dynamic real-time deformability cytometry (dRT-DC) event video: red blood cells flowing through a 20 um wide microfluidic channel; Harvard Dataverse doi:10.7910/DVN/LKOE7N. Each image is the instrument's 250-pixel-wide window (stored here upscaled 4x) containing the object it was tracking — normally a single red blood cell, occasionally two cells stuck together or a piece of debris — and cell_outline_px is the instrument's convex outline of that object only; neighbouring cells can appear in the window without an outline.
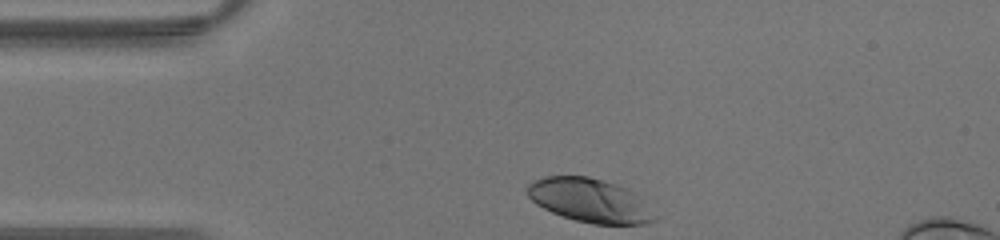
{"species": "human", "species_latin": "Homo sapiens", "temperature_condition": "warm", "stored_images_in_passage": 26, "camera_frame_rate_fps": 3000, "um_per_image_px": 0.085, "donor": {"sex": "male"}, "frame": {"image": 1, "passage_image": 1, "time_ms": 0.0, "image_size_px": [1000, 240], "cell_outline_px": [[660, 216], [656, 220], [644, 224], [592, 224], [576, 220], [552, 212], [536, 204], [528, 196], [528, 184], [532, 180], [544, 176], [588, 176], [604, 180], [628, 188]], "centroid_in_image_um": [50.16, 17.03], "position_along_channel_um": 34.8, "area_um2": 32.6}}
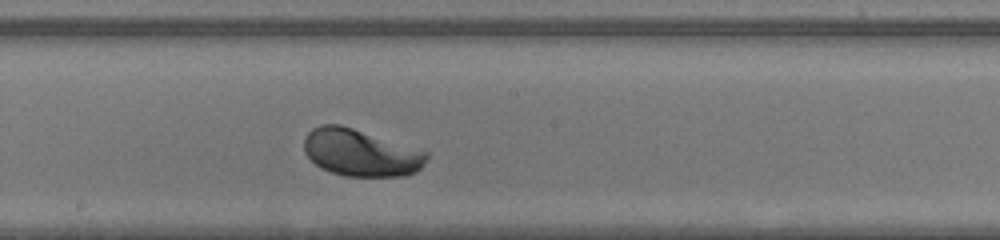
{"frame": {"image": 2, "passage_image": 15, "time_ms": 4.667, "image_size_px": [1000, 240], "cell_outline_px": [[428, 156], [424, 164], [416, 172], [408, 176], [344, 176], [320, 168], [304, 152], [304, 136], [312, 128], [320, 124], [340, 124], [428, 152]], "centroid_in_image_um": [30.63, 12.98], "position_along_channel_um": 217.6, "area_um2": 33.52}}
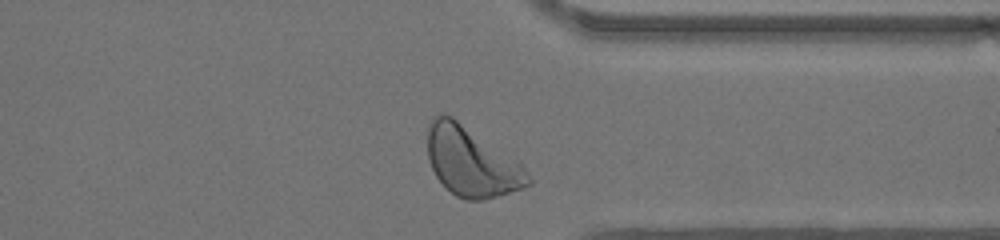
{"frame": {"image": 3, "passage_image": 25, "time_ms": 8.0, "image_size_px": [1000, 240], "cell_outline_px": [[532, 184], [524, 188], [484, 200], [468, 200], [456, 196], [436, 176], [432, 168], [428, 156], [428, 128], [432, 116], [440, 112], [444, 112], [452, 116], [516, 160], [524, 168], [532, 180]], "centroid_in_image_um": [40.06, 13.74], "position_along_channel_um": 371.3, "area_um2": 40.34}}